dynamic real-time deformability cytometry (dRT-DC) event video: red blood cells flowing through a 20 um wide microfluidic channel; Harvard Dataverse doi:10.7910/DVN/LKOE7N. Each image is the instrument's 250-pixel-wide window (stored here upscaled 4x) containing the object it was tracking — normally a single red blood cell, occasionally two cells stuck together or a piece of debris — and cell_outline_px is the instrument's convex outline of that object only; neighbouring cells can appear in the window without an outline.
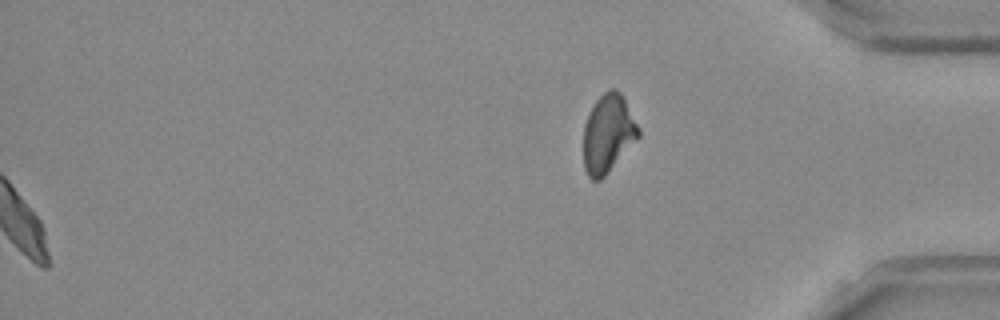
{"species": "Egyptian fruit bat (a non-hibernating species)", "species_latin": "Rousettus aegyptiacus", "temperature_condition": "room temperature", "stored_images_in_passage": 53, "segment_of_instrument_passage": [2, 2], "camera_frame_rate_fps": 3000, "um_per_image_px": 0.085, "frame": {"image": 1, "passage_image": 53, "time_ms": 17.333, "image_size_px": [1000, 320], "cell_outline_px": [[640, 136], [604, 176], [600, 180], [592, 180], [588, 176], [584, 168], [584, 124], [596, 100], [608, 88], [612, 88], [620, 92], [640, 128]], "centroid_in_image_um": [51.68, 11.35], "position_along_channel_um": 383.5, "area_um2": 24.74}}